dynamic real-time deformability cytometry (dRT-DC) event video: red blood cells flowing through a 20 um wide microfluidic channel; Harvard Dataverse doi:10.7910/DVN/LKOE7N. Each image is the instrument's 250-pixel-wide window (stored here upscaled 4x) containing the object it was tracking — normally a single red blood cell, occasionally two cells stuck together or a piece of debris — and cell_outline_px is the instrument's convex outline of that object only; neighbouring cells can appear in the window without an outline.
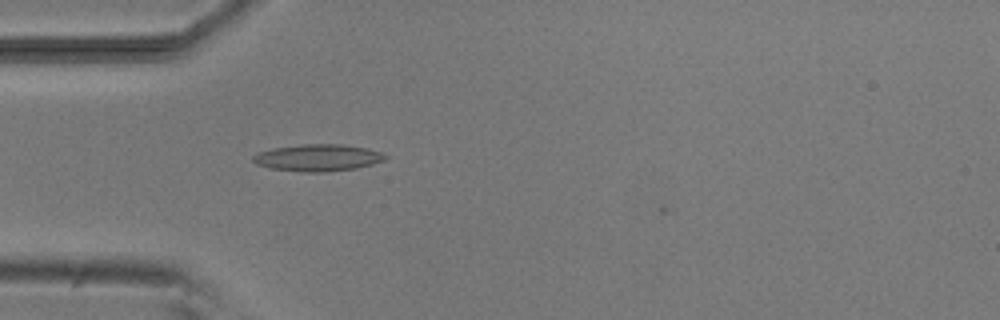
{"species": "common noctule bat (a hibernating species)", "species_latin": "Nyctalus noctula", "temperature_condition": "room temperature", "stored_images_in_passage": 2, "camera_frame_rate_fps": 3000, "um_per_image_px": 0.085, "animal": {"sex": "male", "body_mass_g": 20.5, "forearm_length_mm": 52.5}, "frame": {"image": 1, "passage_image": 1, "time_ms": 0.0, "image_size_px": [1000, 320], "cell_outline_px": [[388, 156], [384, 160], [372, 164], [356, 168], [324, 172], [304, 172], [268, 168], [256, 164], [252, 160], [252, 156], [256, 152], [272, 148], [300, 144], [344, 144], [368, 148], [380, 152]], "centroid_in_image_um": [26.98, 13.4], "position_along_channel_um": 58.0, "area_um2": 20.92}}